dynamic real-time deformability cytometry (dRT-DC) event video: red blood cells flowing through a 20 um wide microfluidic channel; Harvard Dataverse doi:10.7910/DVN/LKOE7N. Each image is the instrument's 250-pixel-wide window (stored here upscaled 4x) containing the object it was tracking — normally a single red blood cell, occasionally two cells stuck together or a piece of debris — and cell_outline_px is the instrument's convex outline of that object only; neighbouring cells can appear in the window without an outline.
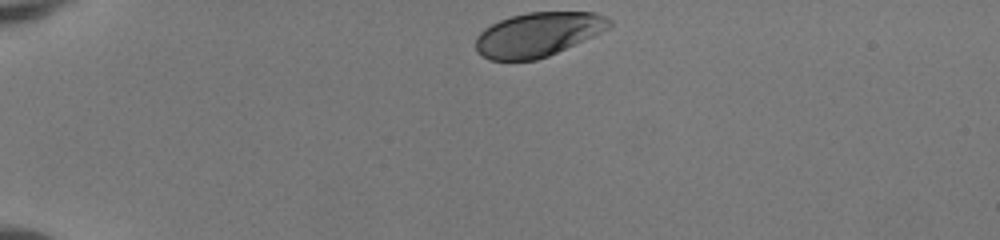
{"species": "human", "species_latin": "Homo sapiens", "temperature_condition": "room temperature", "stored_images_in_passage": 35, "camera_frame_rate_fps": 3000, "um_per_image_px": 0.085, "donor": {"sex": "female"}, "frame": {"image": 1, "passage_image": 1, "time_ms": 0.0, "image_size_px": [1000, 240], "cell_outline_px": [[612, 24], [608, 28], [592, 36], [548, 56], [536, 60], [488, 60], [476, 48], [476, 36], [484, 28], [500, 20], [512, 16], [528, 12], [596, 12], [612, 20]], "centroid_in_image_um": [45.72, 2.92], "position_along_channel_um": 39.3, "area_um2": 34.04}}
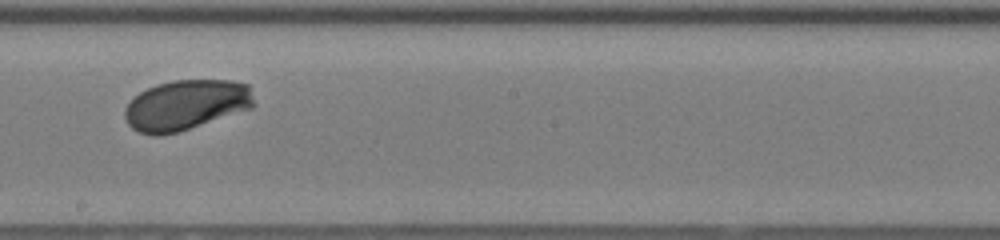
{"frame": {"image": 2, "passage_image": 20, "time_ms": 6.333, "image_size_px": [1000, 240], "cell_outline_px": [[256, 104], [252, 108], [176, 132], [160, 136], [152, 136], [140, 132], [132, 128], [128, 124], [124, 116], [124, 108], [140, 92], [156, 84], [172, 80], [232, 80], [248, 84]], "centroid_in_image_um": [15.81, 8.91], "position_along_channel_um": 232.4, "area_um2": 37.74}}
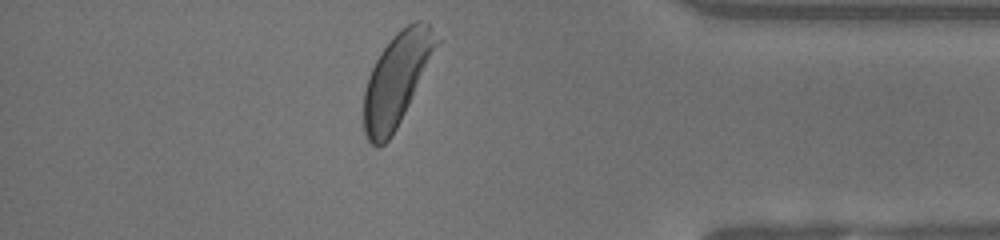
{"frame": {"image": 3, "passage_image": 34, "time_ms": 11.0, "image_size_px": [1000, 240], "cell_outline_px": [[440, 40], [392, 136], [380, 148], [376, 148], [368, 140], [364, 132], [364, 92], [368, 76], [380, 52], [392, 36], [400, 28], [416, 20], [420, 20], [428, 24]], "centroid_in_image_um": [33.68, 6.74], "position_along_channel_um": 401.5, "area_um2": 38.32}, "authors_computed_cell_mechanics": {"area_um2": 37.3966, "velocity_mm_per_s": 4.0743, "shape_relaxation_time_tau1_ms": 1.5859, "shape_relaxation_time_tau2_ms": null, "deformation_change_tau1": 0.1177, "deformation_change_tau2": null}}